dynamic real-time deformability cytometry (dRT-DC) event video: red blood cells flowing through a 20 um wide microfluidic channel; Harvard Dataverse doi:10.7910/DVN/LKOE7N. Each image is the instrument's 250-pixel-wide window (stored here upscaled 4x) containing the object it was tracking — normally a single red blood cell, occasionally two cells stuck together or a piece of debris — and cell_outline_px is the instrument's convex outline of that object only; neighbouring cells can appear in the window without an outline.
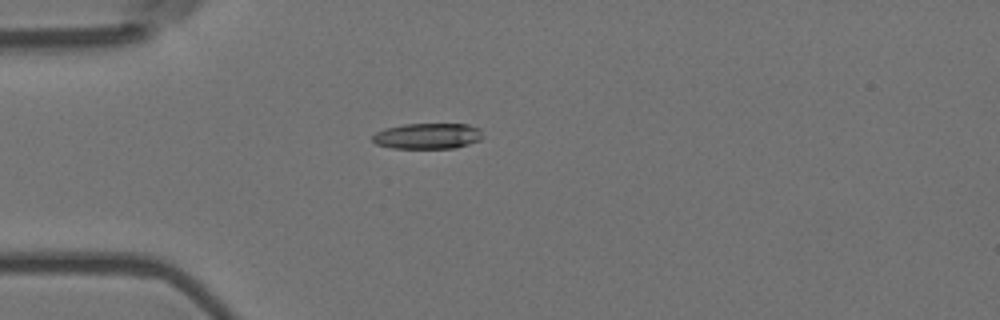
{"species": "Egyptian fruit bat (a non-hibernating species)", "species_latin": "Rousettus aegyptiacus", "temperature_condition": "room temperature", "stored_images_in_passage": 7, "camera_frame_rate_fps": 3000, "um_per_image_px": 0.085, "animal": {"sex": "female"}, "frame": {"image": 1, "passage_image": 5, "time_ms": 1.333, "image_size_px": [1000, 320], "cell_outline_px": [[484, 136], [480, 140], [456, 148], [392, 148], [376, 144], [372, 140], [372, 136], [376, 132], [384, 128], [404, 124], [468, 124], [480, 128]], "centroid_in_image_um": [36.36, 11.56], "position_along_channel_um": 48.6, "area_um2": 16.7}}
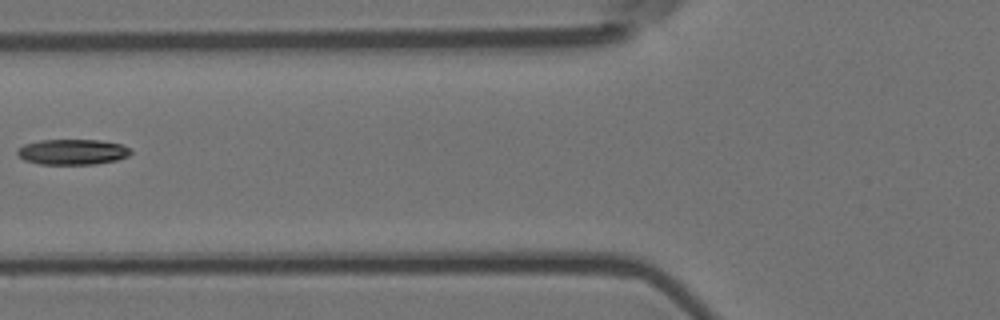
{"frame": {"image": 2, "passage_image": 7, "time_ms": 2.0, "image_size_px": [1000, 320], "cell_outline_px": [[132, 152], [128, 156], [116, 160], [96, 164], [40, 164], [24, 160], [16, 152], [24, 144], [40, 140], [100, 140], [120, 144], [132, 148]], "centroid_in_image_um": [6.19, 12.91], "position_along_channel_um": 119.6, "area_um2": 16.82}}